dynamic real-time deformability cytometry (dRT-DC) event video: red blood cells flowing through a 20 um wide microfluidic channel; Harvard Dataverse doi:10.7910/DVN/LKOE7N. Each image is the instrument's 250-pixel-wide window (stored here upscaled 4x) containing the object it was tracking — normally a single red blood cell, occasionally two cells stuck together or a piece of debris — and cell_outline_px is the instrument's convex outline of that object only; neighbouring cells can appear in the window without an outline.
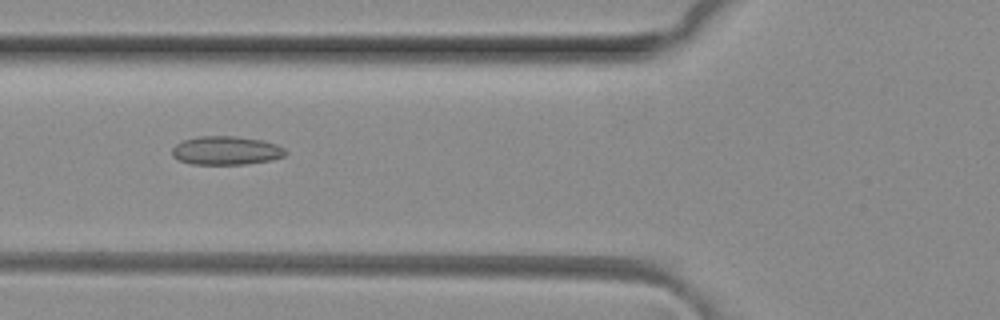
{"species": "common noctule bat (a hibernating species)", "species_latin": "Nyctalus noctula", "temperature_condition": "room temperature", "stored_images_in_passage": 2, "camera_frame_rate_fps": 3000, "um_per_image_px": 0.085, "animal": {"sex": "female", "body_mass_g": 29.2, "forearm_length_mm": 56.3}, "frame": {"image": 1, "passage_image": 2, "time_ms": 0.333, "image_size_px": [1000, 320], "cell_outline_px": [[288, 152], [284, 156], [272, 160], [244, 164], [192, 164], [180, 160], [172, 156], [172, 148], [176, 144], [184, 140], [196, 136], [236, 136], [264, 140], [276, 144], [284, 148]], "centroid_in_image_um": [19.24, 12.79], "position_along_channel_um": 106.6, "area_um2": 19.02}}